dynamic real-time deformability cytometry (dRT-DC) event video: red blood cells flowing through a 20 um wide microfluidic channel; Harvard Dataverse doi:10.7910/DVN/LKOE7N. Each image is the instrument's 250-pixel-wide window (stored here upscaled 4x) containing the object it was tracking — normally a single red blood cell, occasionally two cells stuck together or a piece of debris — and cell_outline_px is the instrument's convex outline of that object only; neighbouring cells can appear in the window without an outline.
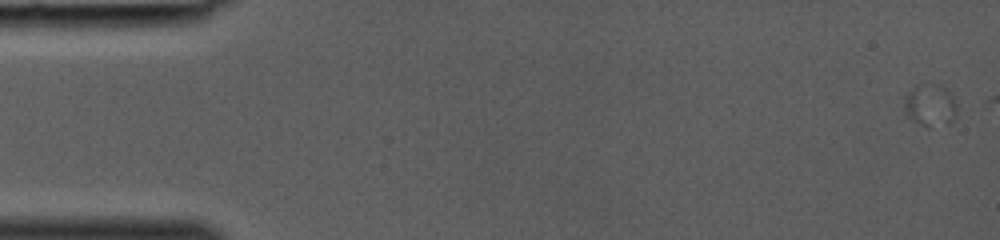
{"species": "common noctule bat (a hibernating species)", "species_latin": "Nyctalus noctula", "temperature_condition": "room temperature", "stored_images_in_passage": 4, "camera_frame_rate_fps": 3000, "um_per_image_px": 0.085, "animal": {"sex": "female", "body_mass_g": 19.0, "forearm_length_mm": 53.3}, "frame": {"image": 1, "passage_image": 2, "time_ms": 0.333, "image_size_px": [1000, 240], "cell_outline_px": [[956, 112], [952, 120], [948, 124], [920, 124], [908, 116], [904, 112], [904, 100], [912, 88], [924, 80], [940, 84], [952, 96], [956, 104]], "centroid_in_image_um": [79.05, 8.85], "position_along_channel_um": 6.0, "area_um2": 12.77}}